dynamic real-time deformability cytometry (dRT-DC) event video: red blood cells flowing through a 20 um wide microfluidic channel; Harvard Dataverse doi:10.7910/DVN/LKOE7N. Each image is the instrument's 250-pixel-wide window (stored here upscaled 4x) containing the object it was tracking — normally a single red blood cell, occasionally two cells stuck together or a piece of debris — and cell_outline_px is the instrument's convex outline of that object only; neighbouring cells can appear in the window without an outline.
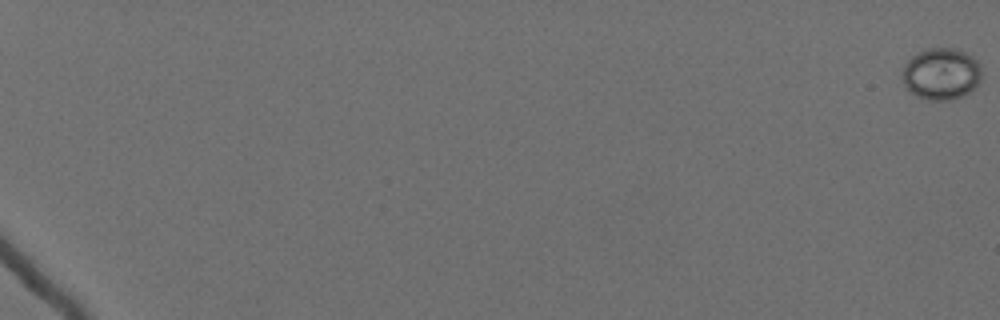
{"species": "Egyptian fruit bat (a non-hibernating species)", "species_latin": "Rousettus aegyptiacus", "temperature_condition": "cold", "stored_images_in_passage": 63, "camera_frame_rate_fps": 3000, "um_per_image_px": 0.085, "animal": {"sex": "female"}, "frame": {"image": 1, "passage_image": 1, "time_ms": 0.0, "image_size_px": [1000, 320], "cell_outline_px": [[980, 80], [964, 96], [952, 100], [928, 100], [916, 96], [908, 92], [900, 76], [904, 64], [912, 56], [928, 48], [956, 48], [972, 56], [980, 64]], "centroid_in_image_um": [79.96, 6.29], "position_along_channel_um": 5.0, "area_um2": 24.1}}
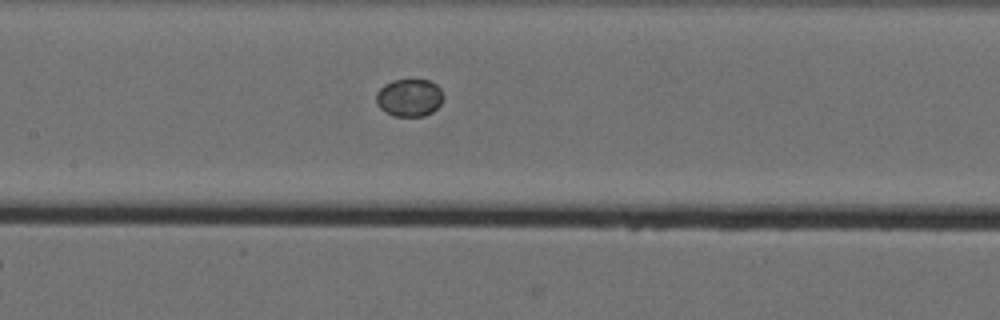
{"frame": {"image": 2, "passage_image": 36, "time_ms": 11.667, "image_size_px": [1000, 320], "cell_outline_px": [[444, 100], [432, 112], [424, 116], [392, 116], [384, 112], [376, 104], [376, 92], [384, 84], [392, 80], [428, 80], [436, 84], [440, 88], [444, 96]], "centroid_in_image_um": [34.78, 8.31], "position_along_channel_um": 172.6, "area_um2": 14.91}}
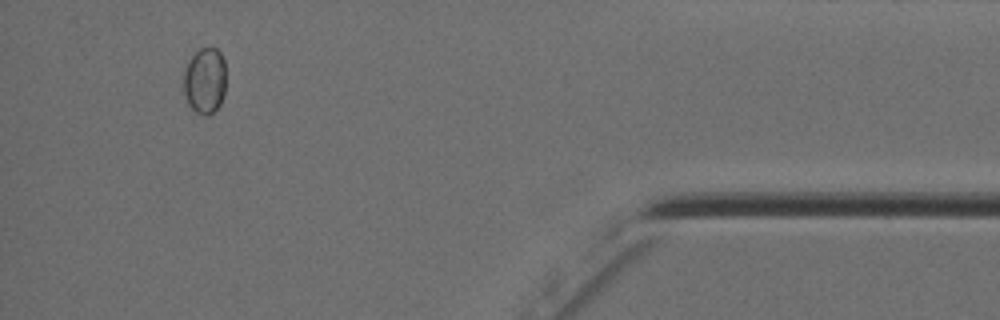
{"frame": {"image": 3, "passage_image": 60, "time_ms": 19.667, "image_size_px": [1000, 320], "cell_outline_px": [[224, 96], [220, 104], [208, 116], [204, 116], [196, 112], [188, 104], [184, 92], [184, 72], [188, 60], [200, 48], [216, 48], [220, 52], [224, 60]], "centroid_in_image_um": [17.4, 6.86], "position_along_channel_um": 417.8, "area_um2": 16.24}}